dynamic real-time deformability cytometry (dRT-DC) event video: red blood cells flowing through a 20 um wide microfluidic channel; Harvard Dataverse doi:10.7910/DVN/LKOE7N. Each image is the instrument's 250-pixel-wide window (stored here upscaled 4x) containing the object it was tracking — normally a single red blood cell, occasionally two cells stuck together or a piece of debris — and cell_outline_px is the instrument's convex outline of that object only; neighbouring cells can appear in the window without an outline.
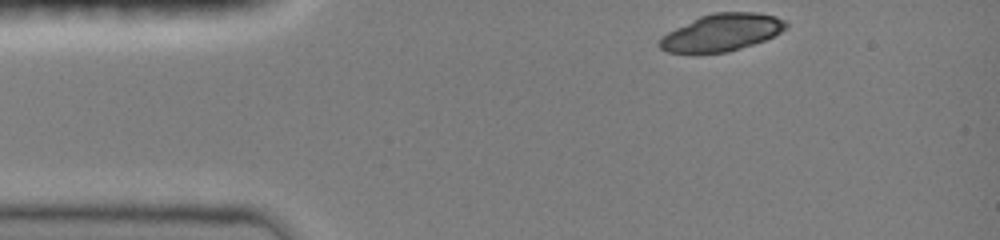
{"species": "common noctule bat (a hibernating species)", "species_latin": "Nyctalus noctula", "temperature_condition": "room temperature", "stored_images_in_passage": 3, "camera_frame_rate_fps": 3000, "um_per_image_px": 0.085, "animal": {"sex": "female", "body_mass_g": 19.0, "forearm_length_mm": 51.5}, "frame": {"image": 1, "passage_image": 1, "time_ms": 0.0, "image_size_px": [1000, 240], "cell_outline_px": [[788, 24], [780, 32], [764, 40], [728, 52], [692, 56], [668, 52], [660, 48], [656, 44], [668, 32], [700, 16], [712, 12], [756, 12], [776, 16], [784, 20]], "centroid_in_image_um": [61.28, 2.8], "position_along_channel_um": 23.7, "area_um2": 27.8}}